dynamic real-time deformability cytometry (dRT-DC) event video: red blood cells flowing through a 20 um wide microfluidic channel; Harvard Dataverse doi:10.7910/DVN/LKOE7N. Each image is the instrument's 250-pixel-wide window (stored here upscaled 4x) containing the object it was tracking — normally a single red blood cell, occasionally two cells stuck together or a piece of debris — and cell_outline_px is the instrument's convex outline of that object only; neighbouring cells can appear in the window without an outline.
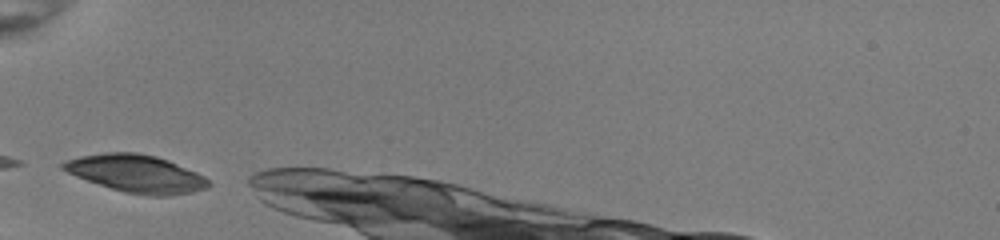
{"species": "common noctule bat (a hibernating species)", "species_latin": "Nyctalus noctula", "temperature_condition": "room temperature", "stored_images_in_passage": 8, "camera_frame_rate_fps": 3000, "um_per_image_px": 0.085, "animal": {"sex": "female", "body_mass_g": 22.0, "forearm_length_mm": 56.7}, "frame": {"image": 1, "passage_image": 1, "time_ms": 0.0, "image_size_px": [1000, 240], "cell_outline_px": [[208, 184], [204, 188], [192, 192], [172, 196], [144, 196], [124, 192], [76, 176], [60, 168], [60, 164], [64, 160], [80, 156], [108, 152], [136, 152], [156, 156], [196, 172], [204, 176], [208, 180]], "centroid_in_image_um": [11.55, 14.76], "position_along_channel_um": 73.5, "area_um2": 31.56}}